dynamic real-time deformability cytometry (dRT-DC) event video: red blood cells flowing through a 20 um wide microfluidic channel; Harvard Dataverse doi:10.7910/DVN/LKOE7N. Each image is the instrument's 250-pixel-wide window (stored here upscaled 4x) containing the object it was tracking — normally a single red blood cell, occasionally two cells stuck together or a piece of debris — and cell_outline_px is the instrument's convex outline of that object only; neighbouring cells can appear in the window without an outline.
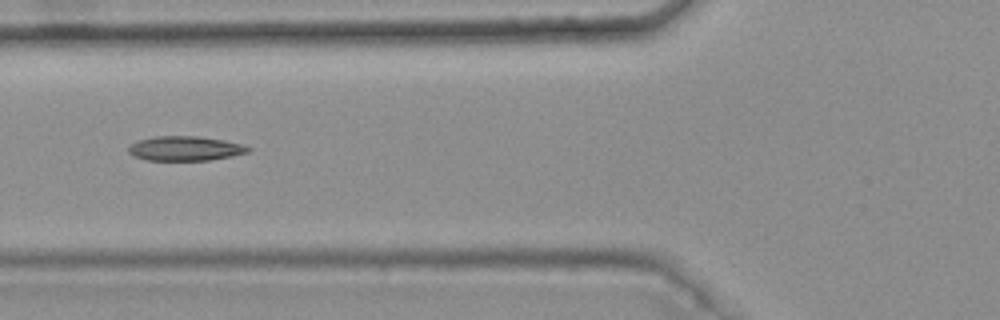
{"species": "common noctule bat (a hibernating species)", "species_latin": "Nyctalus noctula", "temperature_condition": "warm", "stored_images_in_passage": 9, "camera_frame_rate_fps": 3000, "um_per_image_px": 0.085, "animal": {"sex": "female", "body_mass_g": 25.1}, "frame": {"image": 1, "passage_image": 6, "time_ms": 1.667, "image_size_px": [1000, 320], "cell_outline_px": [[252, 148], [248, 152], [232, 156], [208, 160], [148, 160], [136, 156], [128, 152], [128, 148], [132, 144], [140, 140], [156, 136], [196, 136], [224, 140], [244, 144]], "centroid_in_image_um": [15.79, 12.61], "position_along_channel_um": 110.0, "area_um2": 16.94}}
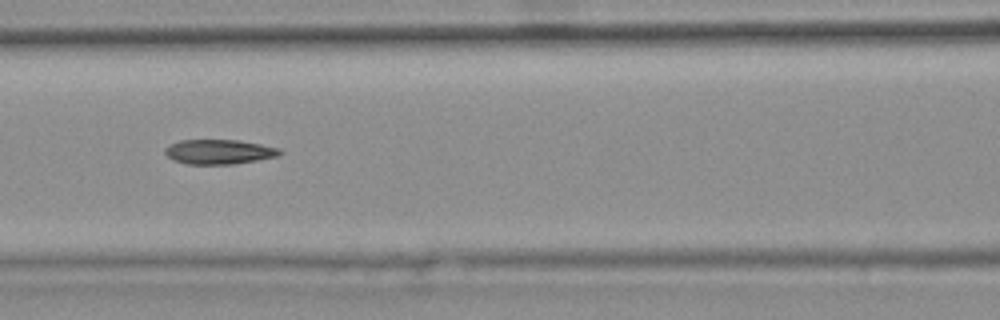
{"frame": {"image": 2, "passage_image": 7, "time_ms": 2.0, "image_size_px": [1000, 320], "cell_outline_px": [[284, 152], [280, 156], [232, 164], [184, 164], [172, 160], [164, 152], [164, 148], [180, 140], [240, 140], [280, 148]], "centroid_in_image_um": [18.64, 12.9], "position_along_channel_um": 148.0, "area_um2": 16.59}}